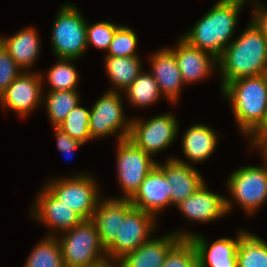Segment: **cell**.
<instances>
[{"instance_id": "15", "label": "cell", "mask_w": 267, "mask_h": 267, "mask_svg": "<svg viewBox=\"0 0 267 267\" xmlns=\"http://www.w3.org/2000/svg\"><path fill=\"white\" fill-rule=\"evenodd\" d=\"M178 40L177 46L168 48L175 55L184 83L192 84L203 80L218 69L217 58L212 54L190 45L182 37Z\"/></svg>"}, {"instance_id": "12", "label": "cell", "mask_w": 267, "mask_h": 267, "mask_svg": "<svg viewBox=\"0 0 267 267\" xmlns=\"http://www.w3.org/2000/svg\"><path fill=\"white\" fill-rule=\"evenodd\" d=\"M44 74L24 71L0 96L3 109L13 110L26 118L35 108L43 105Z\"/></svg>"}, {"instance_id": "31", "label": "cell", "mask_w": 267, "mask_h": 267, "mask_svg": "<svg viewBox=\"0 0 267 267\" xmlns=\"http://www.w3.org/2000/svg\"><path fill=\"white\" fill-rule=\"evenodd\" d=\"M138 37L135 31L125 25H120L113 36L105 56L133 57L137 55Z\"/></svg>"}, {"instance_id": "26", "label": "cell", "mask_w": 267, "mask_h": 267, "mask_svg": "<svg viewBox=\"0 0 267 267\" xmlns=\"http://www.w3.org/2000/svg\"><path fill=\"white\" fill-rule=\"evenodd\" d=\"M237 267H267V242L247 231L238 244Z\"/></svg>"}, {"instance_id": "5", "label": "cell", "mask_w": 267, "mask_h": 267, "mask_svg": "<svg viewBox=\"0 0 267 267\" xmlns=\"http://www.w3.org/2000/svg\"><path fill=\"white\" fill-rule=\"evenodd\" d=\"M73 3L58 10L51 31V47L58 58L79 59L87 47V20Z\"/></svg>"}, {"instance_id": "30", "label": "cell", "mask_w": 267, "mask_h": 267, "mask_svg": "<svg viewBox=\"0 0 267 267\" xmlns=\"http://www.w3.org/2000/svg\"><path fill=\"white\" fill-rule=\"evenodd\" d=\"M89 115L90 109L84 108L79 103L57 127L73 139L85 144L89 140H92L89 131Z\"/></svg>"}, {"instance_id": "39", "label": "cell", "mask_w": 267, "mask_h": 267, "mask_svg": "<svg viewBox=\"0 0 267 267\" xmlns=\"http://www.w3.org/2000/svg\"><path fill=\"white\" fill-rule=\"evenodd\" d=\"M261 152H262L261 156H264L267 159V146Z\"/></svg>"}, {"instance_id": "23", "label": "cell", "mask_w": 267, "mask_h": 267, "mask_svg": "<svg viewBox=\"0 0 267 267\" xmlns=\"http://www.w3.org/2000/svg\"><path fill=\"white\" fill-rule=\"evenodd\" d=\"M217 134L213 128L205 124L190 126L181 139L185 157L195 163L209 159L219 140Z\"/></svg>"}, {"instance_id": "17", "label": "cell", "mask_w": 267, "mask_h": 267, "mask_svg": "<svg viewBox=\"0 0 267 267\" xmlns=\"http://www.w3.org/2000/svg\"><path fill=\"white\" fill-rule=\"evenodd\" d=\"M247 232L241 229L237 238H219L213 243L202 235L193 234L189 237L194 244L199 267H237V250L240 238Z\"/></svg>"}, {"instance_id": "29", "label": "cell", "mask_w": 267, "mask_h": 267, "mask_svg": "<svg viewBox=\"0 0 267 267\" xmlns=\"http://www.w3.org/2000/svg\"><path fill=\"white\" fill-rule=\"evenodd\" d=\"M58 61L47 71L48 91L77 90L79 75L74 66L77 59L58 58Z\"/></svg>"}, {"instance_id": "16", "label": "cell", "mask_w": 267, "mask_h": 267, "mask_svg": "<svg viewBox=\"0 0 267 267\" xmlns=\"http://www.w3.org/2000/svg\"><path fill=\"white\" fill-rule=\"evenodd\" d=\"M157 166L171 185V206L178 205L205 183L200 172L180 158L171 156L163 164L157 162Z\"/></svg>"}, {"instance_id": "8", "label": "cell", "mask_w": 267, "mask_h": 267, "mask_svg": "<svg viewBox=\"0 0 267 267\" xmlns=\"http://www.w3.org/2000/svg\"><path fill=\"white\" fill-rule=\"evenodd\" d=\"M122 92L106 91L90 109L89 131L92 140L117 135V140L128 139L131 119L125 117Z\"/></svg>"}, {"instance_id": "24", "label": "cell", "mask_w": 267, "mask_h": 267, "mask_svg": "<svg viewBox=\"0 0 267 267\" xmlns=\"http://www.w3.org/2000/svg\"><path fill=\"white\" fill-rule=\"evenodd\" d=\"M139 56H105L104 68L113 88L109 91L124 92L143 70Z\"/></svg>"}, {"instance_id": "7", "label": "cell", "mask_w": 267, "mask_h": 267, "mask_svg": "<svg viewBox=\"0 0 267 267\" xmlns=\"http://www.w3.org/2000/svg\"><path fill=\"white\" fill-rule=\"evenodd\" d=\"M96 183L91 175L82 173L68 178L49 179L44 185L63 204L88 220L102 197Z\"/></svg>"}, {"instance_id": "11", "label": "cell", "mask_w": 267, "mask_h": 267, "mask_svg": "<svg viewBox=\"0 0 267 267\" xmlns=\"http://www.w3.org/2000/svg\"><path fill=\"white\" fill-rule=\"evenodd\" d=\"M178 128V120L172 113L160 114L149 120L131 118L129 139L154 158L155 154L175 142Z\"/></svg>"}, {"instance_id": "25", "label": "cell", "mask_w": 267, "mask_h": 267, "mask_svg": "<svg viewBox=\"0 0 267 267\" xmlns=\"http://www.w3.org/2000/svg\"><path fill=\"white\" fill-rule=\"evenodd\" d=\"M124 92L131 105L142 108L152 106L163 96L153 75L146 70Z\"/></svg>"}, {"instance_id": "38", "label": "cell", "mask_w": 267, "mask_h": 267, "mask_svg": "<svg viewBox=\"0 0 267 267\" xmlns=\"http://www.w3.org/2000/svg\"><path fill=\"white\" fill-rule=\"evenodd\" d=\"M80 267H113L111 263H95L90 265H84Z\"/></svg>"}, {"instance_id": "35", "label": "cell", "mask_w": 267, "mask_h": 267, "mask_svg": "<svg viewBox=\"0 0 267 267\" xmlns=\"http://www.w3.org/2000/svg\"><path fill=\"white\" fill-rule=\"evenodd\" d=\"M57 139V148L59 152L63 153L66 159H72L73 152L76 148L83 146L78 140L70 137L66 132L58 127H53Z\"/></svg>"}, {"instance_id": "20", "label": "cell", "mask_w": 267, "mask_h": 267, "mask_svg": "<svg viewBox=\"0 0 267 267\" xmlns=\"http://www.w3.org/2000/svg\"><path fill=\"white\" fill-rule=\"evenodd\" d=\"M151 59V74L157 82L162 95L173 105L178 103L181 89L184 87L180 70L174 53L168 48L149 55ZM177 102V103H176Z\"/></svg>"}, {"instance_id": "32", "label": "cell", "mask_w": 267, "mask_h": 267, "mask_svg": "<svg viewBox=\"0 0 267 267\" xmlns=\"http://www.w3.org/2000/svg\"><path fill=\"white\" fill-rule=\"evenodd\" d=\"M162 267H199L194 244L182 238L167 254Z\"/></svg>"}, {"instance_id": "37", "label": "cell", "mask_w": 267, "mask_h": 267, "mask_svg": "<svg viewBox=\"0 0 267 267\" xmlns=\"http://www.w3.org/2000/svg\"><path fill=\"white\" fill-rule=\"evenodd\" d=\"M249 137L250 148H257L261 152L267 146V112L264 121Z\"/></svg>"}, {"instance_id": "21", "label": "cell", "mask_w": 267, "mask_h": 267, "mask_svg": "<svg viewBox=\"0 0 267 267\" xmlns=\"http://www.w3.org/2000/svg\"><path fill=\"white\" fill-rule=\"evenodd\" d=\"M132 207L129 199L108 197L99 200L91 220L96 226L100 241L105 249L119 234L120 218H125Z\"/></svg>"}, {"instance_id": "14", "label": "cell", "mask_w": 267, "mask_h": 267, "mask_svg": "<svg viewBox=\"0 0 267 267\" xmlns=\"http://www.w3.org/2000/svg\"><path fill=\"white\" fill-rule=\"evenodd\" d=\"M192 232L175 230L141 244L136 250L126 254L113 267H162L168 252L182 239L189 238Z\"/></svg>"}, {"instance_id": "22", "label": "cell", "mask_w": 267, "mask_h": 267, "mask_svg": "<svg viewBox=\"0 0 267 267\" xmlns=\"http://www.w3.org/2000/svg\"><path fill=\"white\" fill-rule=\"evenodd\" d=\"M38 35L36 28L29 26L9 37L0 36V43L23 71L31 69L41 51Z\"/></svg>"}, {"instance_id": "33", "label": "cell", "mask_w": 267, "mask_h": 267, "mask_svg": "<svg viewBox=\"0 0 267 267\" xmlns=\"http://www.w3.org/2000/svg\"><path fill=\"white\" fill-rule=\"evenodd\" d=\"M119 24L107 21H99L95 24L88 23L86 26L87 46L107 51Z\"/></svg>"}, {"instance_id": "3", "label": "cell", "mask_w": 267, "mask_h": 267, "mask_svg": "<svg viewBox=\"0 0 267 267\" xmlns=\"http://www.w3.org/2000/svg\"><path fill=\"white\" fill-rule=\"evenodd\" d=\"M221 91L230 103L239 131L249 138L267 112V74L236 79Z\"/></svg>"}, {"instance_id": "27", "label": "cell", "mask_w": 267, "mask_h": 267, "mask_svg": "<svg viewBox=\"0 0 267 267\" xmlns=\"http://www.w3.org/2000/svg\"><path fill=\"white\" fill-rule=\"evenodd\" d=\"M42 102L46 105L51 125L57 127L81 101L77 90H67L48 91L46 96L43 93Z\"/></svg>"}, {"instance_id": "10", "label": "cell", "mask_w": 267, "mask_h": 267, "mask_svg": "<svg viewBox=\"0 0 267 267\" xmlns=\"http://www.w3.org/2000/svg\"><path fill=\"white\" fill-rule=\"evenodd\" d=\"M155 221L153 214L133 206L125 218H120L119 234L106 248L109 262L114 266L126 254L147 242L157 226Z\"/></svg>"}, {"instance_id": "18", "label": "cell", "mask_w": 267, "mask_h": 267, "mask_svg": "<svg viewBox=\"0 0 267 267\" xmlns=\"http://www.w3.org/2000/svg\"><path fill=\"white\" fill-rule=\"evenodd\" d=\"M171 185L164 172L156 165L145 177L138 191L130 199L131 204L138 209L156 214L171 205Z\"/></svg>"}, {"instance_id": "9", "label": "cell", "mask_w": 267, "mask_h": 267, "mask_svg": "<svg viewBox=\"0 0 267 267\" xmlns=\"http://www.w3.org/2000/svg\"><path fill=\"white\" fill-rule=\"evenodd\" d=\"M117 145V178L123 194L114 198L130 200L157 162L129 138L118 141Z\"/></svg>"}, {"instance_id": "28", "label": "cell", "mask_w": 267, "mask_h": 267, "mask_svg": "<svg viewBox=\"0 0 267 267\" xmlns=\"http://www.w3.org/2000/svg\"><path fill=\"white\" fill-rule=\"evenodd\" d=\"M24 267H65L56 236L44 237L31 250Z\"/></svg>"}, {"instance_id": "34", "label": "cell", "mask_w": 267, "mask_h": 267, "mask_svg": "<svg viewBox=\"0 0 267 267\" xmlns=\"http://www.w3.org/2000/svg\"><path fill=\"white\" fill-rule=\"evenodd\" d=\"M24 71L0 43V96Z\"/></svg>"}, {"instance_id": "36", "label": "cell", "mask_w": 267, "mask_h": 267, "mask_svg": "<svg viewBox=\"0 0 267 267\" xmlns=\"http://www.w3.org/2000/svg\"><path fill=\"white\" fill-rule=\"evenodd\" d=\"M251 22L267 38V6L255 0ZM266 6V7H265Z\"/></svg>"}, {"instance_id": "1", "label": "cell", "mask_w": 267, "mask_h": 267, "mask_svg": "<svg viewBox=\"0 0 267 267\" xmlns=\"http://www.w3.org/2000/svg\"><path fill=\"white\" fill-rule=\"evenodd\" d=\"M249 0H218L181 37L190 45L219 58L236 31L240 11Z\"/></svg>"}, {"instance_id": "19", "label": "cell", "mask_w": 267, "mask_h": 267, "mask_svg": "<svg viewBox=\"0 0 267 267\" xmlns=\"http://www.w3.org/2000/svg\"><path fill=\"white\" fill-rule=\"evenodd\" d=\"M205 182L196 192L182 200L176 207L186 219L208 223L228 214L226 197L208 190Z\"/></svg>"}, {"instance_id": "6", "label": "cell", "mask_w": 267, "mask_h": 267, "mask_svg": "<svg viewBox=\"0 0 267 267\" xmlns=\"http://www.w3.org/2000/svg\"><path fill=\"white\" fill-rule=\"evenodd\" d=\"M262 166H243L227 178L228 191L233 201L226 198L227 213L238 204L243 212L253 215L267 200V159L263 156Z\"/></svg>"}, {"instance_id": "2", "label": "cell", "mask_w": 267, "mask_h": 267, "mask_svg": "<svg viewBox=\"0 0 267 267\" xmlns=\"http://www.w3.org/2000/svg\"><path fill=\"white\" fill-rule=\"evenodd\" d=\"M221 74V90L242 77L267 74V38L250 21L217 59Z\"/></svg>"}, {"instance_id": "13", "label": "cell", "mask_w": 267, "mask_h": 267, "mask_svg": "<svg viewBox=\"0 0 267 267\" xmlns=\"http://www.w3.org/2000/svg\"><path fill=\"white\" fill-rule=\"evenodd\" d=\"M38 193L31 208L32 218L50 228L48 236H57L64 231L70 230L84 219L71 207L58 200L45 186ZM56 232V233H55Z\"/></svg>"}, {"instance_id": "4", "label": "cell", "mask_w": 267, "mask_h": 267, "mask_svg": "<svg viewBox=\"0 0 267 267\" xmlns=\"http://www.w3.org/2000/svg\"><path fill=\"white\" fill-rule=\"evenodd\" d=\"M60 236V237H59ZM57 235L65 267L110 263L105 247L91 219L83 220L70 230Z\"/></svg>"}]
</instances>
